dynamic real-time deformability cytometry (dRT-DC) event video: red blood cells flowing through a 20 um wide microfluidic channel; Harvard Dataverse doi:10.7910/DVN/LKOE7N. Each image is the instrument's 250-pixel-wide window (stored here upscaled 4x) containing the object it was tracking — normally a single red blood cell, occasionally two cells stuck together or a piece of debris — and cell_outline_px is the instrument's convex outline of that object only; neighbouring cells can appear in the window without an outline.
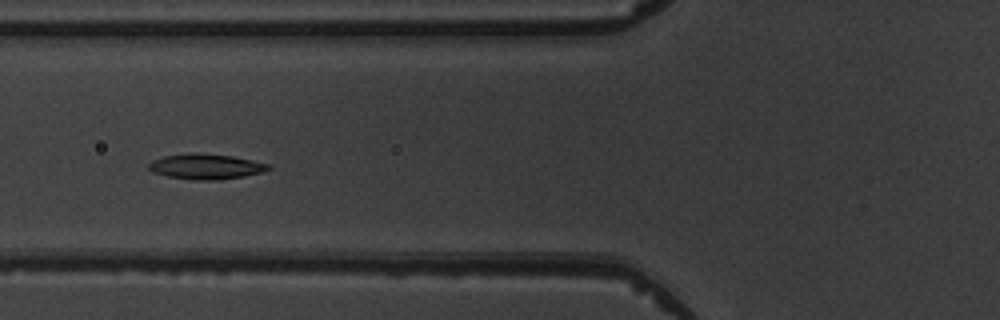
{"species": "common noctule bat (a hibernating species)", "species_latin": "Nyctalus noctula", "temperature_condition": "warm", "stored_images_in_passage": 6, "camera_frame_rate_fps": 3000, "um_per_image_px": 0.085, "animal": {"sex": "male", "body_mass_g": 19.5, "forearm_length_mm": 54.6}, "frame": {"image": 1, "passage_image": 5, "time_ms": 4.667, "image_size_px": [1000, 320], "cell_outline_px": [[272, 168], [264, 172], [244, 176], [216, 180], [192, 180], [168, 176], [152, 172], [148, 168], [148, 164], [152, 160], [164, 156], [188, 152], [196, 152], [232, 156], [272, 164]], "centroid_in_image_um": [17.52, 14.14], "position_along_channel_um": 108.3, "area_um2": 17.92}}
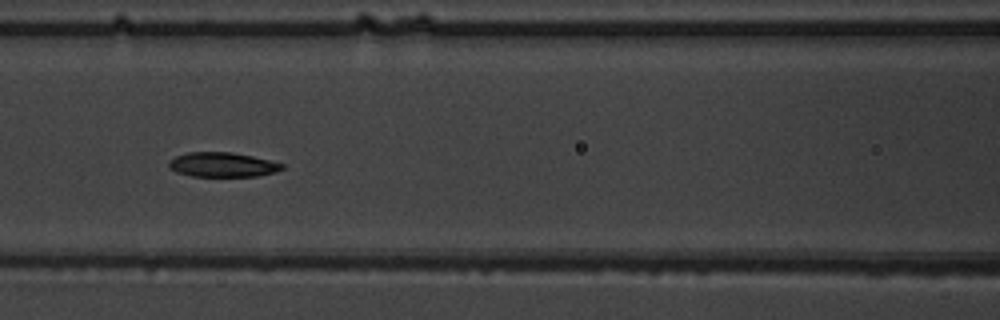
{"frame": {"image": 2, "passage_image": 6, "time_ms": 5.667, "image_size_px": [1000, 320], "cell_outline_px": [[284, 168], [272, 172], [256, 176], [192, 176], [176, 172], [168, 168], [168, 160], [176, 156], [188, 152], [232, 152], [252, 156], [284, 164]], "centroid_in_image_um": [18.85, 13.99], "position_along_channel_um": 147.8, "area_um2": 16.13}}